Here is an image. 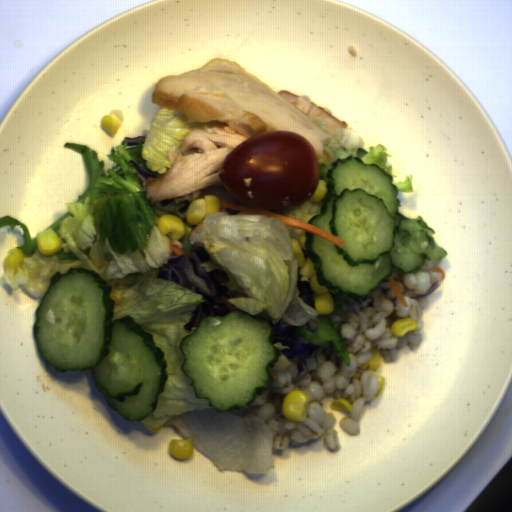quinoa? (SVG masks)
<instances>
[{
    "label": "quinoa",
    "mask_w": 512,
    "mask_h": 512,
    "mask_svg": "<svg viewBox=\"0 0 512 512\" xmlns=\"http://www.w3.org/2000/svg\"><path fill=\"white\" fill-rule=\"evenodd\" d=\"M389 277L380 281L363 299L346 301L342 304L341 314H331L329 321L340 323L336 333L345 342L350 357V365L335 355L331 342H327L319 351L317 368L314 353L305 358L307 373L297 382V365L293 363L286 370L270 369L274 382L262 395H257L249 408L232 407L227 412L242 418L260 417L265 424L276 432L273 450L282 451L290 446L305 444L311 439H324L325 446L331 451L339 450L334 416L326 412L321 401L328 395L346 399L352 411L340 421V426L349 435L356 436L360 430V420L364 405L368 408L378 407L382 395L377 394L380 382L376 374L369 371L361 373V380L354 377L358 366H363L371 359V349H379L385 363L398 360L397 347L410 343L411 349L419 347L422 334L420 329L422 310L427 308L426 299L402 295L406 305L403 306L390 284ZM410 317L417 323V329L397 337L391 333L393 321L401 317ZM300 389L309 396L305 421L293 422L283 417L282 400L292 390Z\"/></svg>",
    "instance_id": "d39296ef"
},
{
    "label": "quinoa",
    "mask_w": 512,
    "mask_h": 512,
    "mask_svg": "<svg viewBox=\"0 0 512 512\" xmlns=\"http://www.w3.org/2000/svg\"><path fill=\"white\" fill-rule=\"evenodd\" d=\"M423 259L424 263L412 272H404L391 264L390 275L393 277L401 294L406 290H413L417 295L423 296L434 284L440 283L442 273L434 270V266L439 264L441 258L429 259L426 254H423Z\"/></svg>",
    "instance_id": "754e4f59"
}]
</instances>
